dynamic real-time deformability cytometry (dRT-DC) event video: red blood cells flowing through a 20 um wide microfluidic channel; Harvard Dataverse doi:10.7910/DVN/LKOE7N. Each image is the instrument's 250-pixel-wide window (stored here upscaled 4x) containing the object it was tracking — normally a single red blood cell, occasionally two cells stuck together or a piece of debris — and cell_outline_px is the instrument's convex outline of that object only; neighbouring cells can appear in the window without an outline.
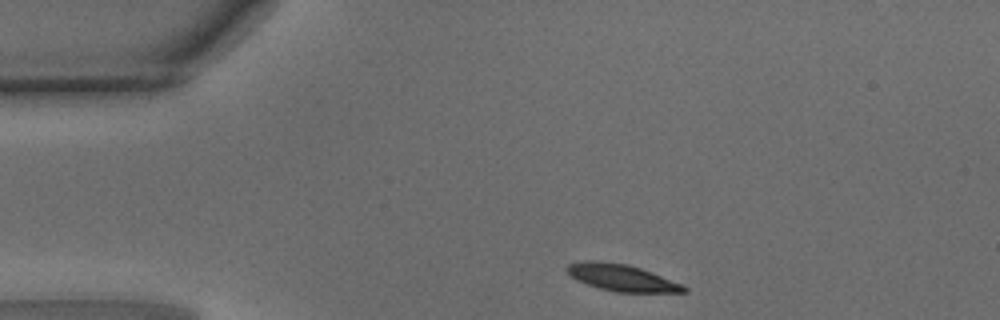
{"species": "common noctule bat (a hibernating species)", "species_latin": "Nyctalus noctula", "temperature_condition": "warm", "stored_images_in_passage": 32, "camera_frame_rate_fps": 3000, "um_per_image_px": 0.085, "animal": {"sex": "male", "body_mass_g": 15.6}, "frame": {"image": 1, "passage_image": 1, "time_ms": 0.0, "image_size_px": [1000, 320], "cell_outline_px": [[688, 292], [616, 292], [600, 288], [576, 280], [564, 268], [568, 264], [584, 260], [596, 260], [628, 264], [652, 272], [680, 284], [688, 288]], "centroid_in_image_um": [52.81, 23.59], "position_along_channel_um": 32.2, "area_um2": 18.09}}
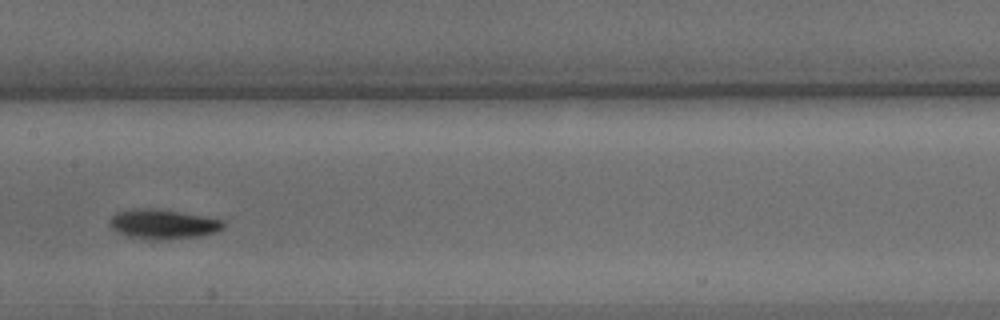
{"frame": {"image": 2, "passage_image": 16, "time_ms": 5.0, "image_size_px": [1000, 320], "cell_outline_px": [[224, 228], [216, 232], [204, 236], [160, 240], [156, 240], [124, 236], [116, 232], [108, 224], [108, 220], [116, 212], [132, 208], [156, 208], [224, 220]], "centroid_in_image_um": [13.81, 19.06], "position_along_channel_um": 193.6, "area_um2": 19.94}}
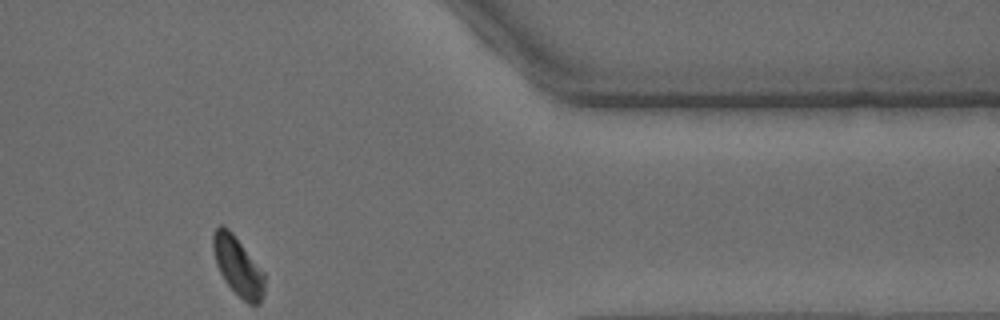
{"frame": {"image": 3, "passage_image": 32, "time_ms": 10.333, "image_size_px": [1000, 320], "cell_outline_px": [[264, 292], [260, 304], [248, 304], [224, 280], [216, 264], [212, 248], [212, 236], [216, 228], [220, 224], [228, 228], [232, 232], [264, 272]], "centroid_in_image_um": [20.21, 22.61], "position_along_channel_um": 391.2, "area_um2": 17.51}, "authors_computed_cell_mechanics": {"area_um2": 18.8428, "velocity_mm_per_s": 4.1447, "shape_relaxation_time_tau1_ms": 1.8842, "shape_relaxation_time_tau2_ms": null, "deformation_change_tau1": 0.1201, "deformation_change_tau2": null}}